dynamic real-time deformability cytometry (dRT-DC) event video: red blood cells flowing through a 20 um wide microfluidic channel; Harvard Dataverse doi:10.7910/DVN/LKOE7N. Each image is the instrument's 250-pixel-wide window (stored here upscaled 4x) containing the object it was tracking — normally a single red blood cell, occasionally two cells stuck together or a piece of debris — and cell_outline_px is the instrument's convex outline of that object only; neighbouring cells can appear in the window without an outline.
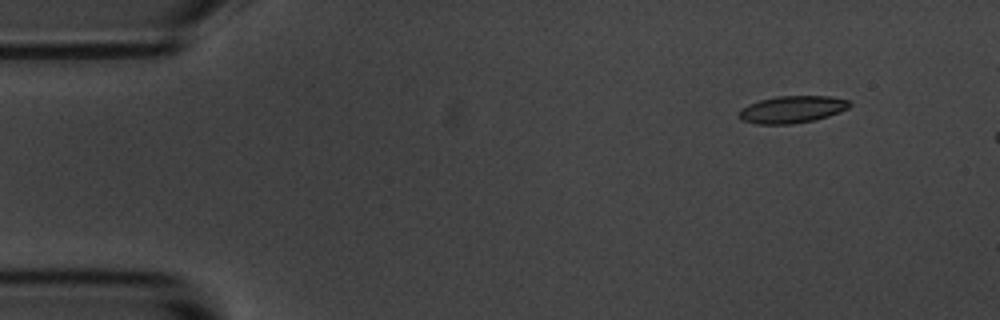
{"species": "common noctule bat (a hibernating species)", "species_latin": "Nyctalus noctula", "temperature_condition": "room temperature", "stored_images_in_passage": 4, "camera_frame_rate_fps": 3000, "um_per_image_px": 0.085, "animal": {"sex": "male", "body_mass_g": 20.1, "forearm_length_mm": 53.5}, "frame": {"image": 1, "passage_image": 2, "time_ms": 1.667, "image_size_px": [1000, 320], "cell_outline_px": [[852, 104], [848, 108], [840, 112], [828, 116], [812, 120], [792, 124], [756, 124], [740, 120], [740, 108], [748, 104], [760, 100], [776, 96], [832, 96], [848, 100]], "centroid_in_image_um": [67.32, 9.29], "position_along_channel_um": 17.7, "area_um2": 17.51}}